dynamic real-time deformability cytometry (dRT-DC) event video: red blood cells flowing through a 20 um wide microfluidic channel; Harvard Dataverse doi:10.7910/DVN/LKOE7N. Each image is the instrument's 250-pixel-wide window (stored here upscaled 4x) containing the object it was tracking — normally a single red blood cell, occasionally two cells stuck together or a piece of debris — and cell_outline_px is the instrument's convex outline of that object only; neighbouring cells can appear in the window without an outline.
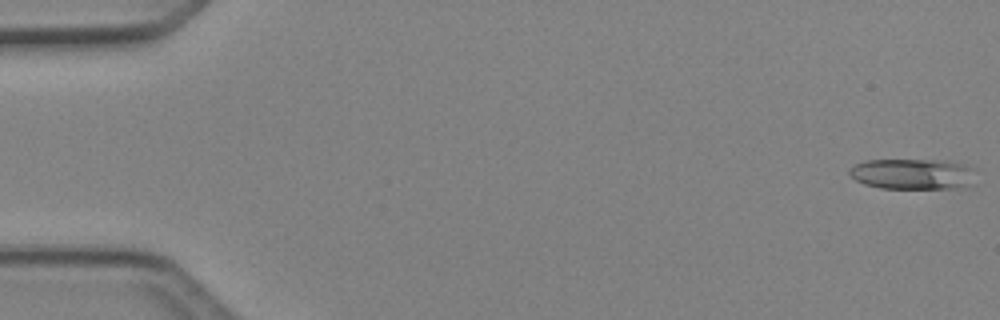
{"species": "Egyptian fruit bat (a non-hibernating species)", "species_latin": "Rousettus aegyptiacus", "temperature_condition": "cold", "stored_images_in_passage": 48, "camera_frame_rate_fps": 3000, "um_per_image_px": 0.085, "animal": {"sex": "female"}, "frame": {"image": 1, "passage_image": 1, "time_ms": 0.0, "image_size_px": [1000, 320], "cell_outline_px": [[976, 168], [968, 184], [960, 188], [880, 188], [864, 184], [856, 180], [848, 172], [856, 164], [864, 160], [948, 160], [968, 164]], "centroid_in_image_um": [77.6, 14.77], "position_along_channel_um": 7.4, "area_um2": 22.6}}
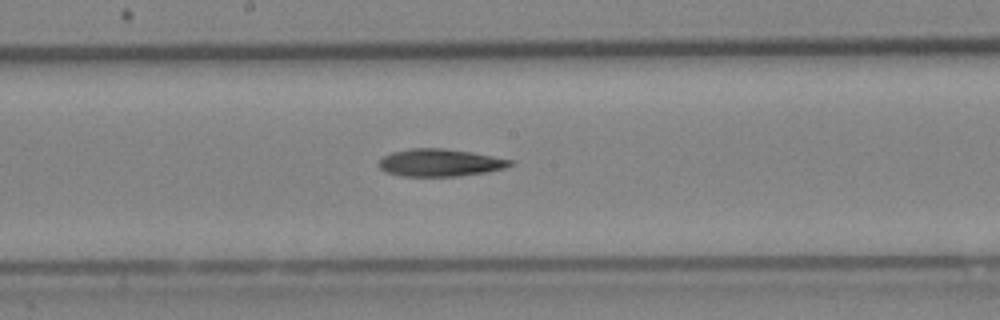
{"frame": {"image": 2, "passage_image": 26, "time_ms": 8.333, "image_size_px": [1000, 320], "cell_outline_px": [[516, 164], [504, 168], [484, 172], [460, 176], [400, 176], [384, 172], [380, 168], [380, 160], [384, 156], [392, 152], [408, 148], [444, 148], [472, 152], [512, 160]], "centroid_in_image_um": [37.39, 13.82], "position_along_channel_um": 210.8, "area_um2": 21.04}}
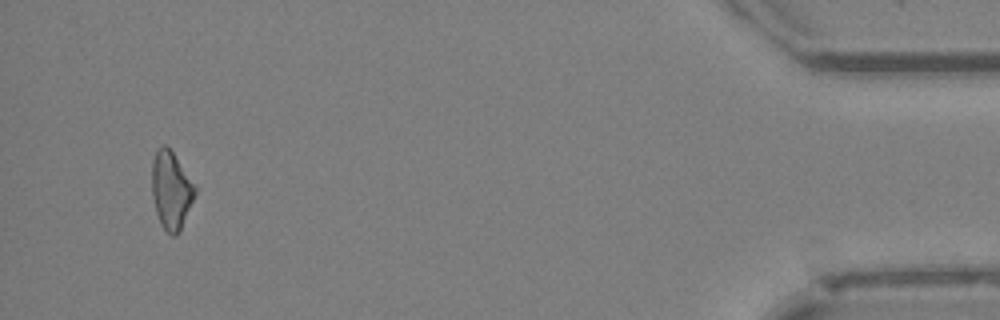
{"frame": {"image": 3, "passage_image": 46, "time_ms": 15.0, "image_size_px": [1000, 320], "cell_outline_px": [[196, 192], [180, 232], [176, 236], [172, 236], [160, 224], [156, 212], [152, 196], [152, 160], [156, 148], [160, 144], [164, 144], [172, 152], [196, 184]], "centroid_in_image_um": [14.54, 16.15], "position_along_channel_um": 420.7, "area_um2": 19.71}, "authors_computed_cell_mechanics": {"area_um2": 21.0681, "velocity_mm_per_s": 4.2659, "shape_relaxation_time_tau1_ms": 6.8878, "shape_relaxation_time_tau2_ms": null, "deformation_change_tau1": 0.1572, "deformation_change_tau2": null}}